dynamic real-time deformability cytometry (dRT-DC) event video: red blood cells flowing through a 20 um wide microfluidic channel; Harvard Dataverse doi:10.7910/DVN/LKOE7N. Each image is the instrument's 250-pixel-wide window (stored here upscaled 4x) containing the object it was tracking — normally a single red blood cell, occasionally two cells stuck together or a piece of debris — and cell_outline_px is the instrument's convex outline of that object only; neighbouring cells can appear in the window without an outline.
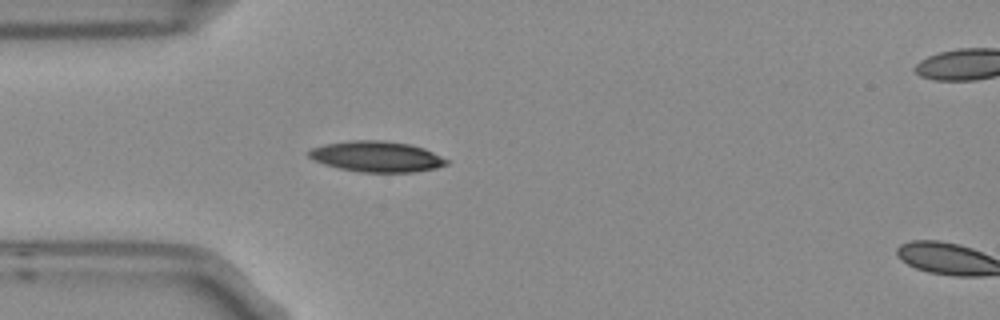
{"species": "Egyptian fruit bat (a non-hibernating species)", "species_latin": "Rousettus aegyptiacus", "temperature_condition": "room temperature", "stored_images_in_passage": 4, "camera_frame_rate_fps": 3000, "um_per_image_px": 0.085, "frame": {"image": 1, "passage_image": 3, "time_ms": 0.667, "image_size_px": [1000, 320], "cell_outline_px": [[448, 164], [436, 168], [412, 172], [364, 172], [340, 168], [324, 164], [308, 156], [308, 152], [312, 148], [324, 144], [352, 140], [384, 140], [408, 144], [424, 148], [448, 160]], "centroid_in_image_um": [32.02, 13.3], "position_along_channel_um": 53.0, "area_um2": 24.39}}